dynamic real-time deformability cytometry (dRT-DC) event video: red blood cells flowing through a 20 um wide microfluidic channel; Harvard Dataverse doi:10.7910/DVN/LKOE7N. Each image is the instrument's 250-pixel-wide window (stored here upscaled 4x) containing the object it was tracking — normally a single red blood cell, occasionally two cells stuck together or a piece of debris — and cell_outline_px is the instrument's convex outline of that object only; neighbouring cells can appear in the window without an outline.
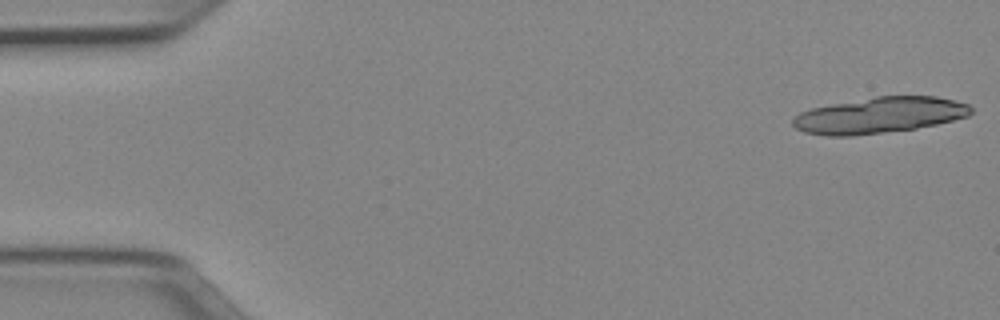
{"species": "Egyptian fruit bat (a non-hibernating species)", "species_latin": "Rousettus aegyptiacus", "temperature_condition": "cold", "stored_images_in_passage": 13, "camera_frame_rate_fps": 3000, "um_per_image_px": 0.085, "animal": {"sex": "female"}, "frame": {"image": 1, "passage_image": 1, "time_ms": 0.0, "image_size_px": [1000, 320], "cell_outline_px": [[972, 112], [968, 116], [936, 124], [916, 128], [852, 136], [824, 136], [804, 132], [796, 128], [792, 124], [792, 120], [800, 112], [812, 108], [832, 104], [876, 96], [936, 96], [968, 104], [972, 108]], "centroid_in_image_um": [74.73, 9.8], "position_along_channel_um": 10.3, "area_um2": 37.17}}